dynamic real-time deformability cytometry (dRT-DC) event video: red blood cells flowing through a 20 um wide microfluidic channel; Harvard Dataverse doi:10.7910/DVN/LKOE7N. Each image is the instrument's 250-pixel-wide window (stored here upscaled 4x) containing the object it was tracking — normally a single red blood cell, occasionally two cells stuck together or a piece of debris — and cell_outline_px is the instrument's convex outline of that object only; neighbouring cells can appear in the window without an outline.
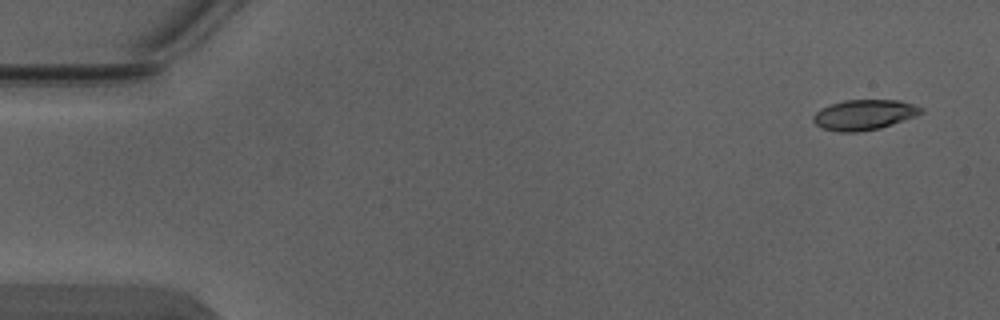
{"species": "Egyptian fruit bat (a non-hibernating species)", "species_latin": "Rousettus aegyptiacus", "temperature_condition": "warm", "stored_images_in_passage": 5, "segment_of_instrument_passage": [1, 2], "camera_frame_rate_fps": 3000, "um_per_image_px": 0.085, "animal": {"sex": "male"}, "frame": {"image": 1, "passage_image": 1, "time_ms": 0.0, "image_size_px": [1000, 320], "cell_outline_px": [[924, 112], [916, 116], [880, 128], [856, 132], [840, 132], [824, 128], [816, 124], [812, 120], [812, 116], [820, 108], [844, 100], [900, 100], [924, 108]], "centroid_in_image_um": [73.46, 9.75], "position_along_channel_um": 11.5, "area_um2": 18.96}}